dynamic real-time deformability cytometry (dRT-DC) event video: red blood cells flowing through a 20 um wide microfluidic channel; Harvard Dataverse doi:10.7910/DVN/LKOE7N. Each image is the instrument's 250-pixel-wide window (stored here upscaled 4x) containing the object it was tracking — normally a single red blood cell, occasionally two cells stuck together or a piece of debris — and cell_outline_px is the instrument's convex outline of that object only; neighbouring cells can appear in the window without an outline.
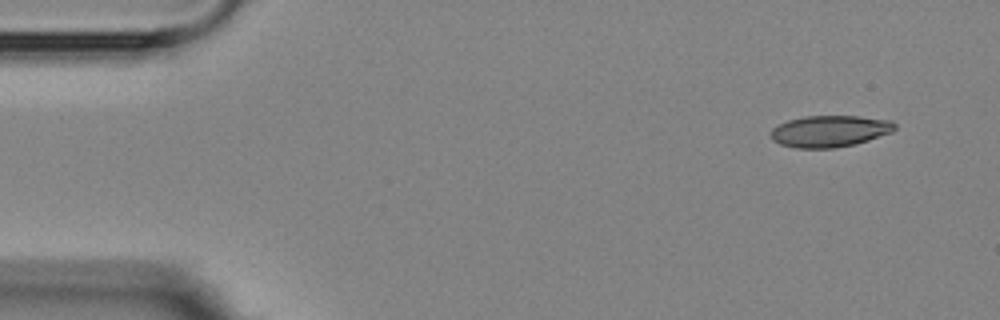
{"species": "Egyptian fruit bat (a non-hibernating species)", "species_latin": "Rousettus aegyptiacus", "temperature_condition": "room temperature", "stored_images_in_passage": 4, "camera_frame_rate_fps": 3000, "um_per_image_px": 0.085, "animal": {"sex": "female"}, "frame": {"image": 1, "passage_image": 1, "time_ms": 0.0, "image_size_px": [1000, 320], "cell_outline_px": [[896, 128], [892, 132], [856, 144], [836, 148], [796, 148], [780, 144], [772, 140], [772, 128], [788, 120], [804, 116], [860, 116], [892, 120], [896, 124]], "centroid_in_image_um": [70.56, 11.15], "position_along_channel_um": 14.4, "area_um2": 22.89}}